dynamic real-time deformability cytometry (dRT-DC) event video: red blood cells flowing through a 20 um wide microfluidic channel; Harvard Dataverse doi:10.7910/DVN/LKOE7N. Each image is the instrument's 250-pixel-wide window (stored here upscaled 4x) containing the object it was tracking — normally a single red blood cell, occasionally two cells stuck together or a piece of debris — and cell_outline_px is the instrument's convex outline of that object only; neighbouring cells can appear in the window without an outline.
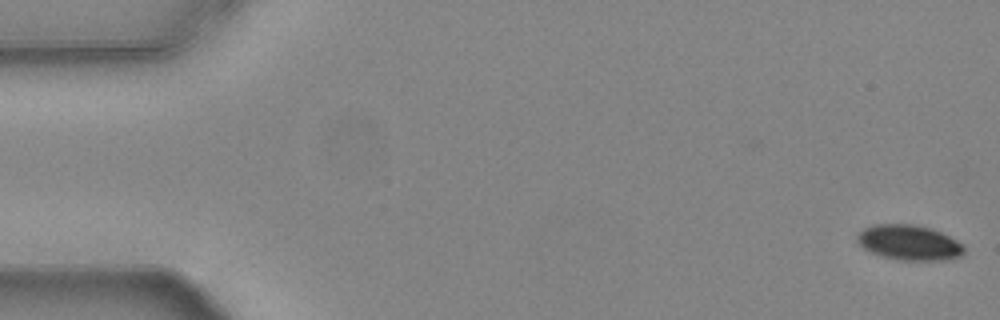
{"species": "common noctule bat (a hibernating species)", "species_latin": "Nyctalus noctula", "temperature_condition": "warm", "stored_images_in_passage": 55, "camera_frame_rate_fps": 3000, "um_per_image_px": 0.085, "animal": {"sex": "female", "body_mass_g": 24.6, "forearm_length_mm": 56.2}, "frame": {"image": 1, "passage_image": 1, "time_ms": 0.0, "image_size_px": [1000, 320], "cell_outline_px": [[964, 252], [960, 256], [944, 260], [900, 260], [884, 256], [872, 252], [864, 248], [856, 240], [856, 236], [864, 228], [872, 224], [916, 224], [932, 228], [964, 244]], "centroid_in_image_um": [77.28, 20.6], "position_along_channel_um": 7.7, "area_um2": 21.85}}
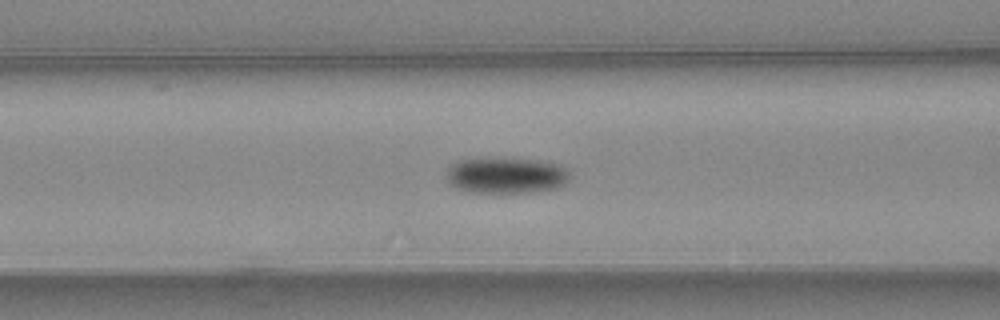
{"frame": {"image": 2, "passage_image": 22, "time_ms": 7.0, "image_size_px": [1000, 320], "cell_outline_px": [[572, 176], [564, 184], [556, 188], [532, 192], [468, 192], [456, 188], [444, 176], [448, 168], [452, 164], [460, 160], [540, 160], [560, 164]], "centroid_in_image_um": [43.04, 14.94], "position_along_channel_um": 123.6, "area_um2": 25.37}}
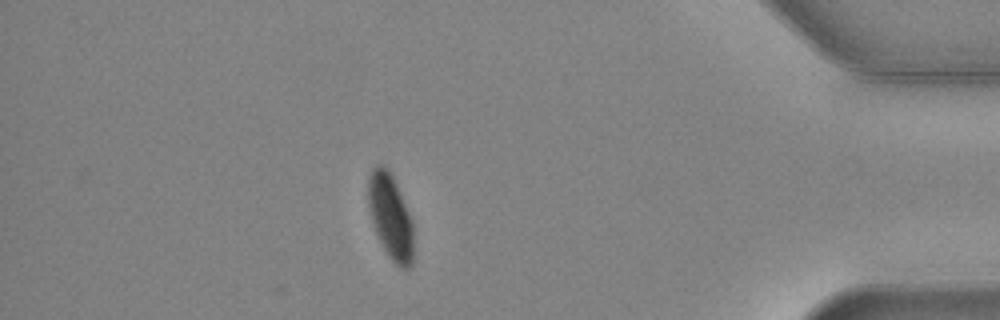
{"frame": {"image": 3, "passage_image": 48, "time_ms": 15.667, "image_size_px": [1000, 320], "cell_outline_px": [[412, 264], [408, 268], [400, 268], [388, 256], [376, 232], [368, 208], [368, 176], [372, 168], [376, 164], [384, 164], [388, 168], [396, 184], [412, 220]], "centroid_in_image_um": [33.17, 18.37], "position_along_channel_um": 402.0, "area_um2": 22.2}, "authors_computed_cell_mechanics": {"area_um2": 24.1604, "velocity_mm_per_s": 3.7395, "shape_relaxation_time_tau1_ms": 3.4949, "shape_relaxation_time_tau2_ms": null, "deformation_change_tau1": 0.1093, "deformation_change_tau2": null}}